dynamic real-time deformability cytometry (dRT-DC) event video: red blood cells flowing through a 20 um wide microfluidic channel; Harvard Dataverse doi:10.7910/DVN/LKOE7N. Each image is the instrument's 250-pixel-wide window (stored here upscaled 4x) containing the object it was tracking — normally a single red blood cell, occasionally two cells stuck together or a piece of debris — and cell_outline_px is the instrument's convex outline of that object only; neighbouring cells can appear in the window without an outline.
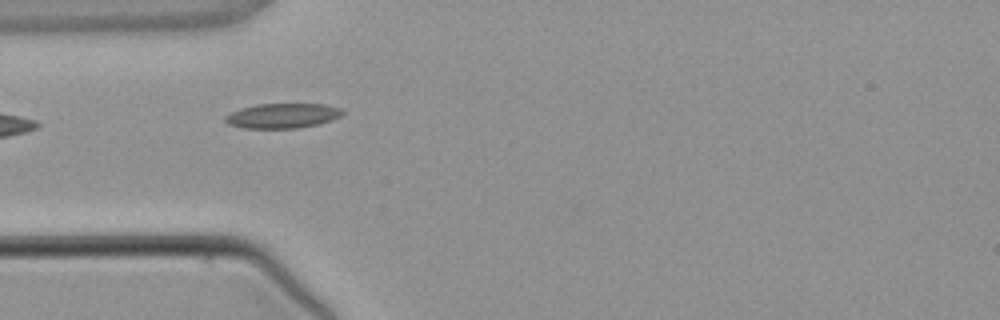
{"species": "common noctule bat (a hibernating species)", "species_latin": "Nyctalus noctula", "temperature_condition": "warm", "stored_images_in_passage": 3, "camera_frame_rate_fps": 3000, "um_per_image_px": 0.085, "animal": {"sex": "male", "body_mass_g": 21.5, "forearm_length_mm": 52.0}, "frame": {"image": 1, "passage_image": 3, "time_ms": 2.667, "image_size_px": [1000, 320], "cell_outline_px": [[344, 112], [340, 116], [332, 120], [320, 124], [300, 128], [244, 128], [228, 124], [224, 120], [224, 116], [240, 108], [256, 104], [324, 104], [340, 108]], "centroid_in_image_um": [24.01, 9.84], "position_along_channel_um": 61.0, "area_um2": 17.05}}